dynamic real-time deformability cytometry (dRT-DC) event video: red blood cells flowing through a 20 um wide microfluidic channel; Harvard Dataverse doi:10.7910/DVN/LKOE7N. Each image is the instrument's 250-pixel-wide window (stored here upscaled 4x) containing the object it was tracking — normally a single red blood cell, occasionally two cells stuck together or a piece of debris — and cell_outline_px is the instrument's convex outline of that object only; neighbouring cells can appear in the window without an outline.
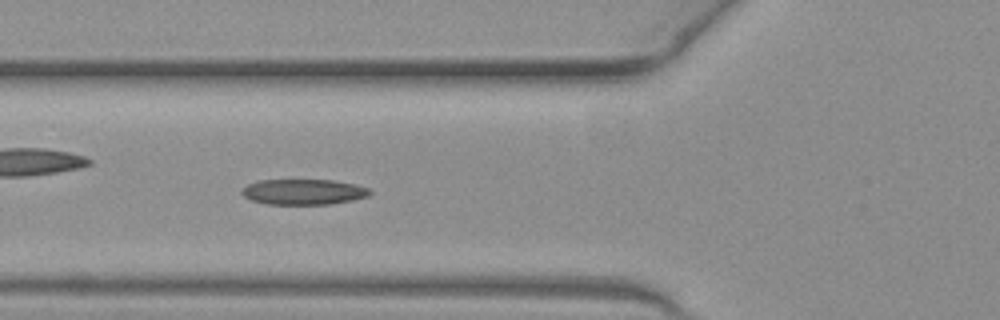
{"species": "common noctule bat (a hibernating species)", "species_latin": "Nyctalus noctula", "temperature_condition": "warm", "stored_images_in_passage": 51, "camera_frame_rate_fps": 3000, "um_per_image_px": 0.085, "animal": {"sex": "female", "body_mass_g": 19.3, "forearm_length_mm": 54.1}, "frame": {"image": 1, "passage_image": 18, "time_ms": 5.667, "image_size_px": [1000, 320], "cell_outline_px": [[372, 192], [368, 196], [352, 200], [328, 204], [268, 204], [252, 200], [244, 196], [240, 192], [248, 184], [260, 180], [332, 180], [356, 184], [368, 188]], "centroid_in_image_um": [25.81, 16.3], "position_along_channel_um": 100.0, "area_um2": 18.9}}
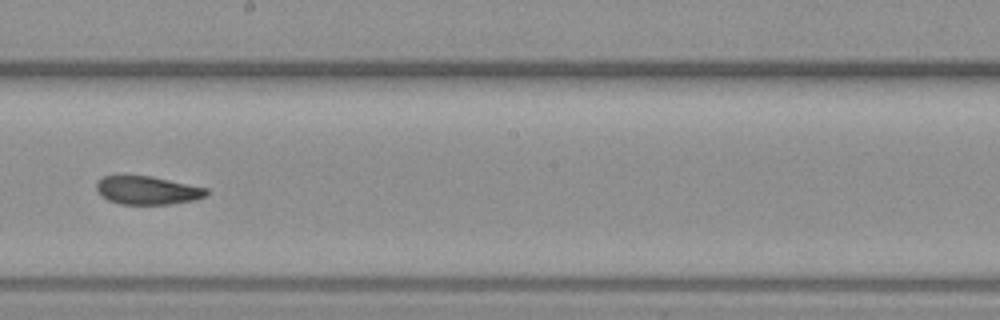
{"frame": {"image": 2, "passage_image": 28, "time_ms": 9.0, "image_size_px": [1000, 320], "cell_outline_px": [[208, 196], [196, 200], [168, 204], [120, 204], [108, 200], [100, 196], [96, 192], [96, 184], [104, 176], [152, 176], [208, 188]], "centroid_in_image_um": [12.55, 16.19], "position_along_channel_um": 235.6, "area_um2": 18.26}}
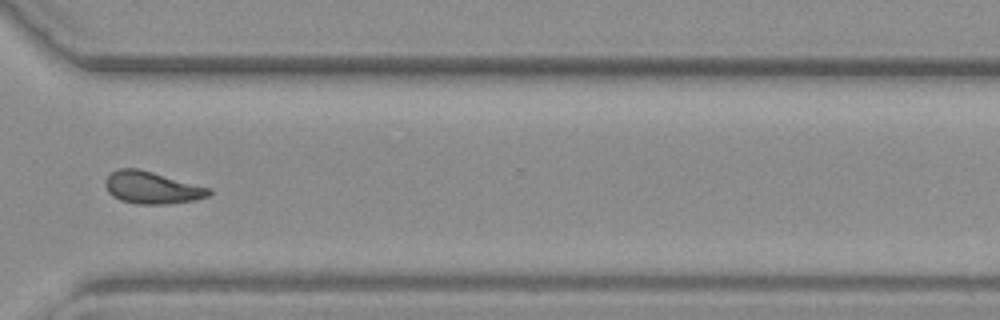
{"frame": {"image": 3, "passage_image": 37, "time_ms": 12.0, "image_size_px": [1000, 320], "cell_outline_px": [[212, 192], [208, 196], [196, 200], [168, 204], [136, 204], [120, 200], [112, 196], [108, 192], [104, 184], [104, 180], [112, 172], [120, 168], [140, 168], [212, 188]], "centroid_in_image_um": [12.93, 15.95], "position_along_channel_um": 357.7, "area_um2": 19.77}, "authors_computed_cell_mechanics": {"area_um2": 18.9584, "velocity_mm_per_s": 4.0682, "shape_relaxation_time_tau1_ms": null, "shape_relaxation_time_tau2_ms": 2.0734, "deformation_change_tau1": null, "deformation_change_tau2": 0.0859}}